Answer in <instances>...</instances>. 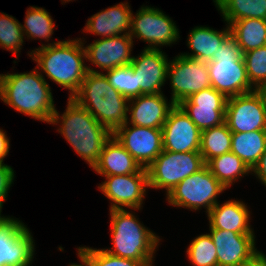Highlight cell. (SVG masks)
<instances>
[{
  "label": "cell",
  "instance_id": "74e56055",
  "mask_svg": "<svg viewBox=\"0 0 266 266\" xmlns=\"http://www.w3.org/2000/svg\"><path fill=\"white\" fill-rule=\"evenodd\" d=\"M0 129V163H3L4 158L9 153L10 142L9 138L6 136V132Z\"/></svg>",
  "mask_w": 266,
  "mask_h": 266
},
{
  "label": "cell",
  "instance_id": "e575fe53",
  "mask_svg": "<svg viewBox=\"0 0 266 266\" xmlns=\"http://www.w3.org/2000/svg\"><path fill=\"white\" fill-rule=\"evenodd\" d=\"M96 266H152L153 261H136L112 255L104 249L79 247Z\"/></svg>",
  "mask_w": 266,
  "mask_h": 266
},
{
  "label": "cell",
  "instance_id": "ab89813d",
  "mask_svg": "<svg viewBox=\"0 0 266 266\" xmlns=\"http://www.w3.org/2000/svg\"><path fill=\"white\" fill-rule=\"evenodd\" d=\"M78 257L82 264H70L69 266H96L93 261L80 249L78 248Z\"/></svg>",
  "mask_w": 266,
  "mask_h": 266
},
{
  "label": "cell",
  "instance_id": "2e32d148",
  "mask_svg": "<svg viewBox=\"0 0 266 266\" xmlns=\"http://www.w3.org/2000/svg\"><path fill=\"white\" fill-rule=\"evenodd\" d=\"M161 130L163 150L176 153L200 151L201 131L178 104L169 112Z\"/></svg>",
  "mask_w": 266,
  "mask_h": 266
},
{
  "label": "cell",
  "instance_id": "e0dca14e",
  "mask_svg": "<svg viewBox=\"0 0 266 266\" xmlns=\"http://www.w3.org/2000/svg\"><path fill=\"white\" fill-rule=\"evenodd\" d=\"M167 55L161 49H145L131 62L137 81V96L162 93L161 87L167 79Z\"/></svg>",
  "mask_w": 266,
  "mask_h": 266
},
{
  "label": "cell",
  "instance_id": "4dcf8cb0",
  "mask_svg": "<svg viewBox=\"0 0 266 266\" xmlns=\"http://www.w3.org/2000/svg\"><path fill=\"white\" fill-rule=\"evenodd\" d=\"M186 253L194 266H218L216 246L210 234L194 238Z\"/></svg>",
  "mask_w": 266,
  "mask_h": 266
},
{
  "label": "cell",
  "instance_id": "44dd1931",
  "mask_svg": "<svg viewBox=\"0 0 266 266\" xmlns=\"http://www.w3.org/2000/svg\"><path fill=\"white\" fill-rule=\"evenodd\" d=\"M132 11L128 2L108 7L88 18L83 31L103 38L129 34ZM126 31V32H125ZM128 31V32H127Z\"/></svg>",
  "mask_w": 266,
  "mask_h": 266
},
{
  "label": "cell",
  "instance_id": "9c48e42d",
  "mask_svg": "<svg viewBox=\"0 0 266 266\" xmlns=\"http://www.w3.org/2000/svg\"><path fill=\"white\" fill-rule=\"evenodd\" d=\"M129 35L132 39L137 37L149 43L145 49L156 50L164 45L170 46L180 38L173 20L161 10L150 6H142L134 16L132 13Z\"/></svg>",
  "mask_w": 266,
  "mask_h": 266
},
{
  "label": "cell",
  "instance_id": "d4e9b609",
  "mask_svg": "<svg viewBox=\"0 0 266 266\" xmlns=\"http://www.w3.org/2000/svg\"><path fill=\"white\" fill-rule=\"evenodd\" d=\"M229 26L231 36L236 40L242 54L266 46V19H240Z\"/></svg>",
  "mask_w": 266,
  "mask_h": 266
},
{
  "label": "cell",
  "instance_id": "484cf974",
  "mask_svg": "<svg viewBox=\"0 0 266 266\" xmlns=\"http://www.w3.org/2000/svg\"><path fill=\"white\" fill-rule=\"evenodd\" d=\"M266 150V130L232 133L231 152L252 170Z\"/></svg>",
  "mask_w": 266,
  "mask_h": 266
},
{
  "label": "cell",
  "instance_id": "30bf717a",
  "mask_svg": "<svg viewBox=\"0 0 266 266\" xmlns=\"http://www.w3.org/2000/svg\"><path fill=\"white\" fill-rule=\"evenodd\" d=\"M167 78L170 79L172 89L171 101L175 104L211 86L208 62L182 54L169 61Z\"/></svg>",
  "mask_w": 266,
  "mask_h": 266
},
{
  "label": "cell",
  "instance_id": "4316f807",
  "mask_svg": "<svg viewBox=\"0 0 266 266\" xmlns=\"http://www.w3.org/2000/svg\"><path fill=\"white\" fill-rule=\"evenodd\" d=\"M229 25L240 19H266V0H213Z\"/></svg>",
  "mask_w": 266,
  "mask_h": 266
},
{
  "label": "cell",
  "instance_id": "d6a6232c",
  "mask_svg": "<svg viewBox=\"0 0 266 266\" xmlns=\"http://www.w3.org/2000/svg\"><path fill=\"white\" fill-rule=\"evenodd\" d=\"M243 58L248 80L257 90L266 82V46L243 53Z\"/></svg>",
  "mask_w": 266,
  "mask_h": 266
},
{
  "label": "cell",
  "instance_id": "d590c367",
  "mask_svg": "<svg viewBox=\"0 0 266 266\" xmlns=\"http://www.w3.org/2000/svg\"><path fill=\"white\" fill-rule=\"evenodd\" d=\"M14 171L11 166L0 163V214L3 207V202L7 200L8 190L14 181Z\"/></svg>",
  "mask_w": 266,
  "mask_h": 266
},
{
  "label": "cell",
  "instance_id": "f546056e",
  "mask_svg": "<svg viewBox=\"0 0 266 266\" xmlns=\"http://www.w3.org/2000/svg\"><path fill=\"white\" fill-rule=\"evenodd\" d=\"M49 14L44 8L29 7L25 15V24H21L24 35L34 40L38 38L48 42L55 28L53 19Z\"/></svg>",
  "mask_w": 266,
  "mask_h": 266
},
{
  "label": "cell",
  "instance_id": "ba28073f",
  "mask_svg": "<svg viewBox=\"0 0 266 266\" xmlns=\"http://www.w3.org/2000/svg\"><path fill=\"white\" fill-rule=\"evenodd\" d=\"M226 188L213 176L208 166L186 177L166 196L169 204L199 210L202 206L208 214L218 203L217 196Z\"/></svg>",
  "mask_w": 266,
  "mask_h": 266
},
{
  "label": "cell",
  "instance_id": "1f68e13d",
  "mask_svg": "<svg viewBox=\"0 0 266 266\" xmlns=\"http://www.w3.org/2000/svg\"><path fill=\"white\" fill-rule=\"evenodd\" d=\"M24 43V33L21 23L11 15L0 14V46L7 51H12L18 58L21 46Z\"/></svg>",
  "mask_w": 266,
  "mask_h": 266
},
{
  "label": "cell",
  "instance_id": "b9f144b4",
  "mask_svg": "<svg viewBox=\"0 0 266 266\" xmlns=\"http://www.w3.org/2000/svg\"><path fill=\"white\" fill-rule=\"evenodd\" d=\"M30 264H22V265H5V266H29Z\"/></svg>",
  "mask_w": 266,
  "mask_h": 266
},
{
  "label": "cell",
  "instance_id": "5b68a950",
  "mask_svg": "<svg viewBox=\"0 0 266 266\" xmlns=\"http://www.w3.org/2000/svg\"><path fill=\"white\" fill-rule=\"evenodd\" d=\"M113 249L108 253L136 261H153L160 238L126 209L110 210Z\"/></svg>",
  "mask_w": 266,
  "mask_h": 266
},
{
  "label": "cell",
  "instance_id": "4fadbf2b",
  "mask_svg": "<svg viewBox=\"0 0 266 266\" xmlns=\"http://www.w3.org/2000/svg\"><path fill=\"white\" fill-rule=\"evenodd\" d=\"M105 181L98 186L99 190L110 201V210L130 208L140 210L146 187L148 186V173L146 168H142L137 173L128 175L104 176Z\"/></svg>",
  "mask_w": 266,
  "mask_h": 266
},
{
  "label": "cell",
  "instance_id": "8fae6325",
  "mask_svg": "<svg viewBox=\"0 0 266 266\" xmlns=\"http://www.w3.org/2000/svg\"><path fill=\"white\" fill-rule=\"evenodd\" d=\"M225 122L232 133L266 130V104L262 95L255 90L227 98Z\"/></svg>",
  "mask_w": 266,
  "mask_h": 266
},
{
  "label": "cell",
  "instance_id": "7a4b0ae2",
  "mask_svg": "<svg viewBox=\"0 0 266 266\" xmlns=\"http://www.w3.org/2000/svg\"><path fill=\"white\" fill-rule=\"evenodd\" d=\"M58 123L61 125L58 132L93 168L98 163L101 151L112 133L72 98H68L66 110L61 117L55 109L50 124Z\"/></svg>",
  "mask_w": 266,
  "mask_h": 266
},
{
  "label": "cell",
  "instance_id": "52a82bcc",
  "mask_svg": "<svg viewBox=\"0 0 266 266\" xmlns=\"http://www.w3.org/2000/svg\"><path fill=\"white\" fill-rule=\"evenodd\" d=\"M205 165L200 152L176 153L163 150L147 167L148 186L166 189L168 195L177 184Z\"/></svg>",
  "mask_w": 266,
  "mask_h": 266
},
{
  "label": "cell",
  "instance_id": "6da1fadb",
  "mask_svg": "<svg viewBox=\"0 0 266 266\" xmlns=\"http://www.w3.org/2000/svg\"><path fill=\"white\" fill-rule=\"evenodd\" d=\"M0 99L17 112L46 123L56 109L50 86L36 67L29 73L0 74Z\"/></svg>",
  "mask_w": 266,
  "mask_h": 266
},
{
  "label": "cell",
  "instance_id": "9a60e30c",
  "mask_svg": "<svg viewBox=\"0 0 266 266\" xmlns=\"http://www.w3.org/2000/svg\"><path fill=\"white\" fill-rule=\"evenodd\" d=\"M227 98L212 86L193 93L178 105L196 124L200 131L225 122Z\"/></svg>",
  "mask_w": 266,
  "mask_h": 266
},
{
  "label": "cell",
  "instance_id": "5bb4252c",
  "mask_svg": "<svg viewBox=\"0 0 266 266\" xmlns=\"http://www.w3.org/2000/svg\"><path fill=\"white\" fill-rule=\"evenodd\" d=\"M129 125L124 123L112 135L142 168L147 169L163 151L162 130Z\"/></svg>",
  "mask_w": 266,
  "mask_h": 266
},
{
  "label": "cell",
  "instance_id": "7c38bea8",
  "mask_svg": "<svg viewBox=\"0 0 266 266\" xmlns=\"http://www.w3.org/2000/svg\"><path fill=\"white\" fill-rule=\"evenodd\" d=\"M33 237L19 220L0 216V266L32 263Z\"/></svg>",
  "mask_w": 266,
  "mask_h": 266
},
{
  "label": "cell",
  "instance_id": "f35d334b",
  "mask_svg": "<svg viewBox=\"0 0 266 266\" xmlns=\"http://www.w3.org/2000/svg\"><path fill=\"white\" fill-rule=\"evenodd\" d=\"M239 266H266V256L264 253L259 252L250 261Z\"/></svg>",
  "mask_w": 266,
  "mask_h": 266
},
{
  "label": "cell",
  "instance_id": "ac0fdd59",
  "mask_svg": "<svg viewBox=\"0 0 266 266\" xmlns=\"http://www.w3.org/2000/svg\"><path fill=\"white\" fill-rule=\"evenodd\" d=\"M133 45V39L129 34L94 40L85 47L86 59L105 71L128 66L133 60Z\"/></svg>",
  "mask_w": 266,
  "mask_h": 266
},
{
  "label": "cell",
  "instance_id": "7bdbcfd3",
  "mask_svg": "<svg viewBox=\"0 0 266 266\" xmlns=\"http://www.w3.org/2000/svg\"><path fill=\"white\" fill-rule=\"evenodd\" d=\"M61 1H63V0H61ZM69 1H72V0H64L63 2H65V3H66V2H69Z\"/></svg>",
  "mask_w": 266,
  "mask_h": 266
},
{
  "label": "cell",
  "instance_id": "83f0119b",
  "mask_svg": "<svg viewBox=\"0 0 266 266\" xmlns=\"http://www.w3.org/2000/svg\"><path fill=\"white\" fill-rule=\"evenodd\" d=\"M213 176L227 189L241 176L250 173L251 170L233 152H227L212 158L206 164Z\"/></svg>",
  "mask_w": 266,
  "mask_h": 266
},
{
  "label": "cell",
  "instance_id": "cb8c5ba5",
  "mask_svg": "<svg viewBox=\"0 0 266 266\" xmlns=\"http://www.w3.org/2000/svg\"><path fill=\"white\" fill-rule=\"evenodd\" d=\"M226 25L223 31L204 26L192 29L188 36L187 46L193 53H182V55L200 61H210L214 53H217L219 46L231 35L230 26L228 23Z\"/></svg>",
  "mask_w": 266,
  "mask_h": 266
},
{
  "label": "cell",
  "instance_id": "ffe728a7",
  "mask_svg": "<svg viewBox=\"0 0 266 266\" xmlns=\"http://www.w3.org/2000/svg\"><path fill=\"white\" fill-rule=\"evenodd\" d=\"M175 105L172 101L168 103L163 93L142 94L128 100L130 118H127V122L140 127L162 129Z\"/></svg>",
  "mask_w": 266,
  "mask_h": 266
},
{
  "label": "cell",
  "instance_id": "836d02e7",
  "mask_svg": "<svg viewBox=\"0 0 266 266\" xmlns=\"http://www.w3.org/2000/svg\"><path fill=\"white\" fill-rule=\"evenodd\" d=\"M105 76L111 86L128 100L137 97V81L131 65L108 70Z\"/></svg>",
  "mask_w": 266,
  "mask_h": 266
},
{
  "label": "cell",
  "instance_id": "8d00e7d4",
  "mask_svg": "<svg viewBox=\"0 0 266 266\" xmlns=\"http://www.w3.org/2000/svg\"><path fill=\"white\" fill-rule=\"evenodd\" d=\"M255 173L256 177L266 187V150L259 159L258 163L251 170V173Z\"/></svg>",
  "mask_w": 266,
  "mask_h": 266
},
{
  "label": "cell",
  "instance_id": "603a6c76",
  "mask_svg": "<svg viewBox=\"0 0 266 266\" xmlns=\"http://www.w3.org/2000/svg\"><path fill=\"white\" fill-rule=\"evenodd\" d=\"M142 169L133 156L112 135L105 143L93 170L101 176L128 175Z\"/></svg>",
  "mask_w": 266,
  "mask_h": 266
},
{
  "label": "cell",
  "instance_id": "60d3db41",
  "mask_svg": "<svg viewBox=\"0 0 266 266\" xmlns=\"http://www.w3.org/2000/svg\"><path fill=\"white\" fill-rule=\"evenodd\" d=\"M257 91L262 95L264 102L266 104V82L257 89Z\"/></svg>",
  "mask_w": 266,
  "mask_h": 266
},
{
  "label": "cell",
  "instance_id": "f1b7e54d",
  "mask_svg": "<svg viewBox=\"0 0 266 266\" xmlns=\"http://www.w3.org/2000/svg\"><path fill=\"white\" fill-rule=\"evenodd\" d=\"M232 132L226 122L201 131L200 154L207 164L212 158L231 151Z\"/></svg>",
  "mask_w": 266,
  "mask_h": 266
},
{
  "label": "cell",
  "instance_id": "7402d4cb",
  "mask_svg": "<svg viewBox=\"0 0 266 266\" xmlns=\"http://www.w3.org/2000/svg\"><path fill=\"white\" fill-rule=\"evenodd\" d=\"M210 229H221L240 234H254L249 225L250 211L245 203L237 200L219 202L207 214Z\"/></svg>",
  "mask_w": 266,
  "mask_h": 266
},
{
  "label": "cell",
  "instance_id": "3957f363",
  "mask_svg": "<svg viewBox=\"0 0 266 266\" xmlns=\"http://www.w3.org/2000/svg\"><path fill=\"white\" fill-rule=\"evenodd\" d=\"M29 56L38 63V69L47 74L53 82L69 90L72 98L80 89L88 72L84 65L86 51L81 39L65 40L32 50Z\"/></svg>",
  "mask_w": 266,
  "mask_h": 266
},
{
  "label": "cell",
  "instance_id": "d6986e66",
  "mask_svg": "<svg viewBox=\"0 0 266 266\" xmlns=\"http://www.w3.org/2000/svg\"><path fill=\"white\" fill-rule=\"evenodd\" d=\"M209 234L216 246L218 266H239L260 252L255 248V234L221 229H210Z\"/></svg>",
  "mask_w": 266,
  "mask_h": 266
},
{
  "label": "cell",
  "instance_id": "277c9868",
  "mask_svg": "<svg viewBox=\"0 0 266 266\" xmlns=\"http://www.w3.org/2000/svg\"><path fill=\"white\" fill-rule=\"evenodd\" d=\"M79 91L72 97L112 134L128 118V99L111 86L103 72L88 67Z\"/></svg>",
  "mask_w": 266,
  "mask_h": 266
},
{
  "label": "cell",
  "instance_id": "8992f818",
  "mask_svg": "<svg viewBox=\"0 0 266 266\" xmlns=\"http://www.w3.org/2000/svg\"><path fill=\"white\" fill-rule=\"evenodd\" d=\"M211 86L226 98L255 91L251 86L240 47L230 35L208 61Z\"/></svg>",
  "mask_w": 266,
  "mask_h": 266
}]
</instances>
